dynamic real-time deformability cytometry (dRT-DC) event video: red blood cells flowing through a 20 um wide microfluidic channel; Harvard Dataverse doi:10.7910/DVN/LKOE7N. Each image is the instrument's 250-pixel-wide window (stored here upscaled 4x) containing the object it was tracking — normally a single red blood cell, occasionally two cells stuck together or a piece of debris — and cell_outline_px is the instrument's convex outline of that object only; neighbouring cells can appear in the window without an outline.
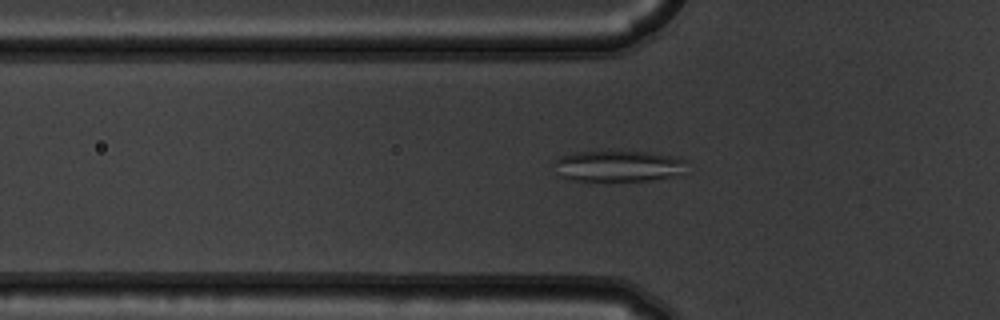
{"species": "common noctule bat (a hibernating species)", "species_latin": "Nyctalus noctula", "temperature_condition": "warm", "stored_images_in_passage": 47, "camera_frame_rate_fps": 3000, "um_per_image_px": 0.085, "animal": {"sex": "male", "body_mass_g": 19.5, "forearm_length_mm": 54.6}, "frame": {"image": 1, "passage_image": 11, "time_ms": 3.333, "image_size_px": [1000, 320], "cell_outline_px": [[684, 160], [680, 176], [648, 180], [588, 184], [560, 176], [556, 160], [560, 156], [576, 152], [648, 152], [676, 156]], "centroid_in_image_um": [52.54, 14.17], "position_along_channel_um": 73.3, "area_um2": 24.45}}
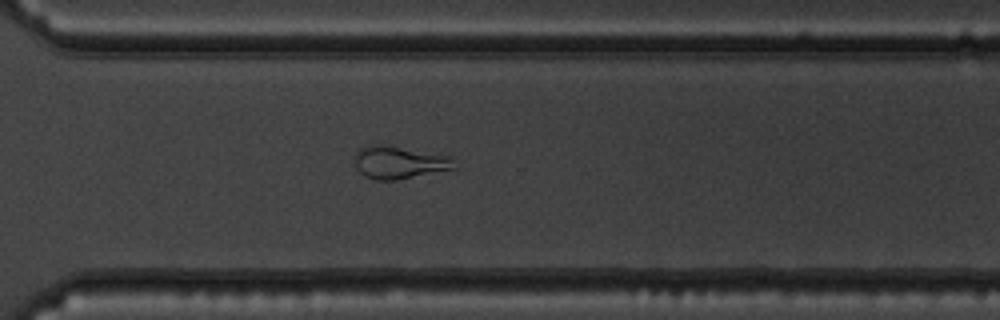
{"frame": {"image": 2, "passage_image": 32, "time_ms": 10.333, "image_size_px": [1000, 320], "cell_outline_px": [[456, 168], [396, 180], [376, 180], [364, 176], [352, 164], [352, 156], [360, 148], [368, 144], [380, 144], [452, 156]], "centroid_in_image_um": [33.85, 13.8], "position_along_channel_um": 336.7, "area_um2": 19.19}}
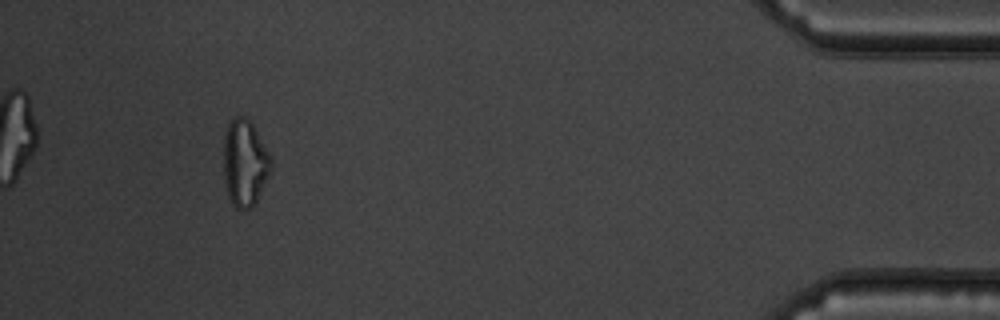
{"frame": {"image": 3, "passage_image": 43, "time_ms": 14.0, "image_size_px": [1000, 320], "cell_outline_px": [[272, 172], [256, 200], [248, 208], [236, 208], [232, 204], [228, 196], [224, 180], [224, 136], [228, 124], [236, 116], [244, 116], [252, 124], [268, 152], [272, 160]], "centroid_in_image_um": [20.81, 13.85], "position_along_channel_um": 414.4, "area_um2": 23.7}, "authors_computed_cell_mechanics": {"area_um2": 22.5998, "velocity_mm_per_s": 3.7701, "shape_relaxation_time_tau1_ms": null, "shape_relaxation_time_tau2_ms": 2.0213, "deformation_change_tau1": null, "deformation_change_tau2": 0.0796}}